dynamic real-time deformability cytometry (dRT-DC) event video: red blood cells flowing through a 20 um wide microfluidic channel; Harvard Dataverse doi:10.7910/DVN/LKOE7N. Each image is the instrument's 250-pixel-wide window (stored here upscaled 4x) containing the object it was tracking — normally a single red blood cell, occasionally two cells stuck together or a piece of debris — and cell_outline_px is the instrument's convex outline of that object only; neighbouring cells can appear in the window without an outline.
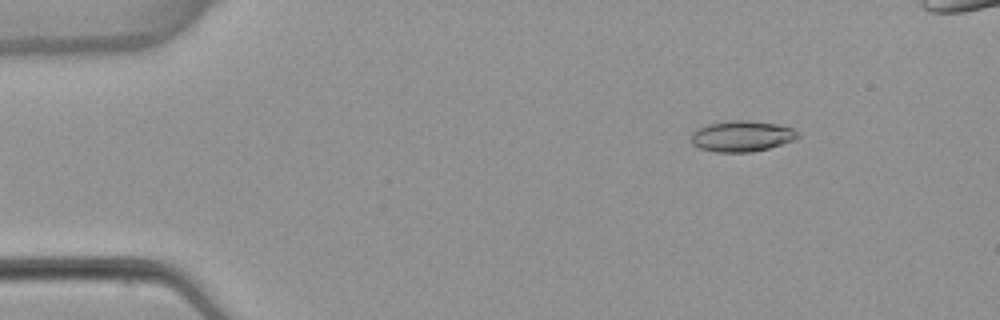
{"species": "common noctule bat (a hibernating species)", "species_latin": "Nyctalus noctula", "temperature_condition": "warm", "stored_images_in_passage": 5, "camera_frame_rate_fps": 3000, "um_per_image_px": 0.085, "animal": {"sex": "female", "body_mass_g": 22.7, "forearm_length_mm": 54.2}, "frame": {"image": 1, "passage_image": 2, "time_ms": 1.333, "image_size_px": [1000, 320], "cell_outline_px": [[800, 136], [796, 140], [768, 148], [752, 152], [716, 152], [700, 148], [692, 144], [692, 132], [696, 128], [708, 124], [732, 120], [748, 120], [776, 124], [792, 128]], "centroid_in_image_um": [63.05, 11.57], "position_along_channel_um": 22.0, "area_um2": 19.19}}